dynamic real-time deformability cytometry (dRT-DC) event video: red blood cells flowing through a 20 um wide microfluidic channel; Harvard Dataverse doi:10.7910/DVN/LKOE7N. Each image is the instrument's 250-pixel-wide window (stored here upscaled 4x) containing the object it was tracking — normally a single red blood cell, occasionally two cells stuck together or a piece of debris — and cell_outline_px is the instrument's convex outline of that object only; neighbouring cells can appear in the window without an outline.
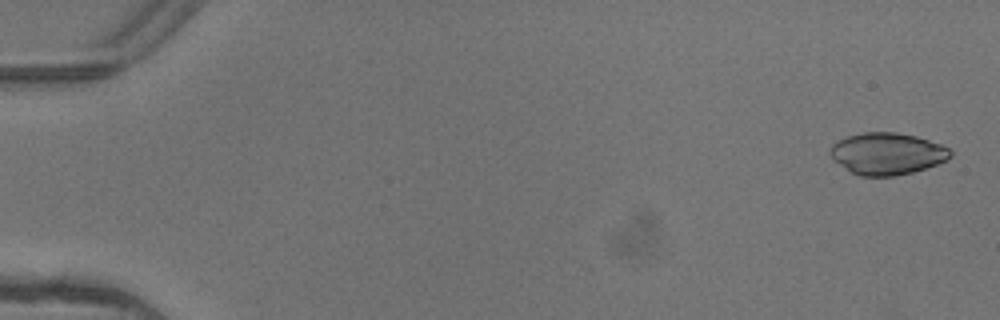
{"species": "common noctule bat (a hibernating species)", "species_latin": "Nyctalus noctula", "temperature_condition": "warm", "stored_images_in_passage": 3, "segment_of_instrument_passage": [2, 2], "camera_frame_rate_fps": 3000, "um_per_image_px": 0.085, "animal": {"sex": "female"}, "frame": {"image": 1, "passage_image": 3, "time_ms": 0.667, "image_size_px": [1000, 320], "cell_outline_px": [[952, 156], [948, 160], [912, 172], [892, 176], [860, 176], [852, 172], [832, 160], [828, 152], [832, 144], [848, 136], [864, 132], [896, 132], [916, 136], [940, 144], [948, 148], [952, 152]], "centroid_in_image_um": [75.39, 13.06], "position_along_channel_um": 9.6, "area_um2": 29.25}}